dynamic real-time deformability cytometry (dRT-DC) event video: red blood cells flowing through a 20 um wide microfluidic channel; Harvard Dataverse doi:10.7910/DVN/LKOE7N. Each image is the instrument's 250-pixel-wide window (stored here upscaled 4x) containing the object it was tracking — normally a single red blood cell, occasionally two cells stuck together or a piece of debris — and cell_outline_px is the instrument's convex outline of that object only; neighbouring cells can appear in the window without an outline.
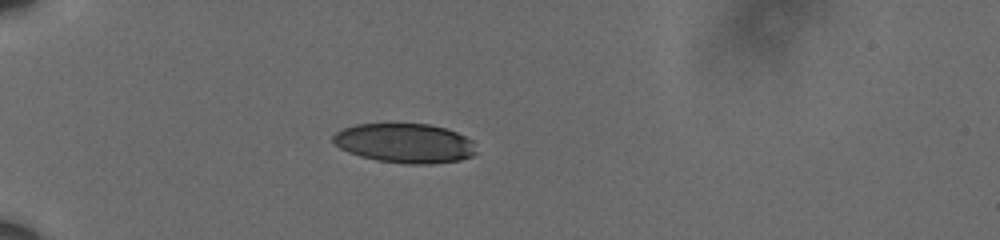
{"species": "human", "species_latin": "Homo sapiens", "temperature_condition": "cold", "stored_images_in_passage": 41, "camera_frame_rate_fps": 3000, "um_per_image_px": 0.085, "donor": {"sex": "male"}, "frame": {"image": 1, "passage_image": 1, "time_ms": 0.0, "image_size_px": [1000, 240], "cell_outline_px": [[476, 152], [472, 156], [460, 160], [432, 164], [408, 164], [376, 160], [360, 156], [348, 152], [340, 148], [332, 140], [332, 136], [336, 132], [344, 128], [356, 124], [428, 124], [444, 128], [456, 132], [472, 140]], "centroid_in_image_um": [34.4, 12.18], "position_along_channel_um": 50.6, "area_um2": 32.83}}
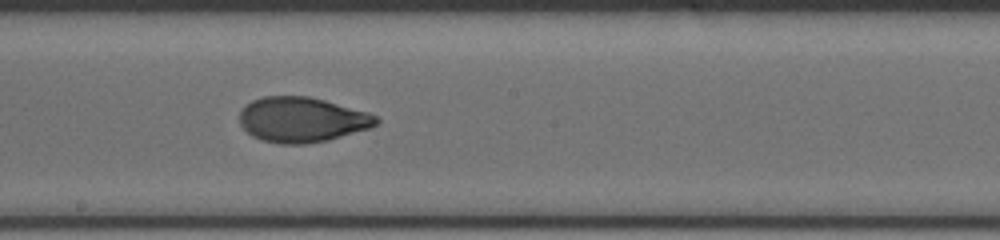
{"frame": {"image": 2, "passage_image": 18, "time_ms": 5.667, "image_size_px": [1000, 240], "cell_outline_px": [[380, 120], [376, 124], [368, 128], [328, 140], [304, 144], [280, 144], [260, 140], [252, 136], [240, 124], [240, 108], [244, 104], [252, 100], [264, 96], [308, 96], [324, 100], [368, 112], [376, 116]], "centroid_in_image_um": [25.62, 10.17], "position_along_channel_um": 222.6, "area_um2": 35.89}}
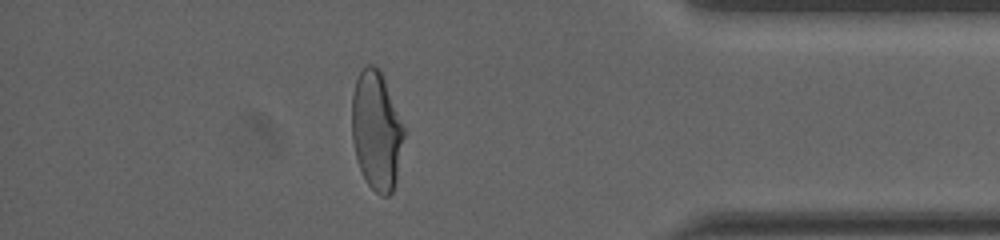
{"frame": {"image": 3, "passage_image": 35, "time_ms": 11.333, "image_size_px": [1000, 240], "cell_outline_px": [[404, 136], [396, 180], [392, 192], [388, 196], [380, 196], [368, 184], [356, 160], [352, 140], [352, 92], [356, 80], [364, 64], [372, 64], [380, 72], [384, 80], [404, 124]], "centroid_in_image_um": [31.99, 11.11], "position_along_channel_um": 403.2, "area_um2": 35.95}, "authors_computed_cell_mechanics": {"area_um2": 35.9516, "velocity_mm_per_s": 3.6072, "shape_relaxation_time_tau1_ms": 5.4006, "shape_relaxation_time_tau2_ms": 1.1245, "deformation_change_tau1": 0.1854, "deformation_change_tau2": 0.0625}}